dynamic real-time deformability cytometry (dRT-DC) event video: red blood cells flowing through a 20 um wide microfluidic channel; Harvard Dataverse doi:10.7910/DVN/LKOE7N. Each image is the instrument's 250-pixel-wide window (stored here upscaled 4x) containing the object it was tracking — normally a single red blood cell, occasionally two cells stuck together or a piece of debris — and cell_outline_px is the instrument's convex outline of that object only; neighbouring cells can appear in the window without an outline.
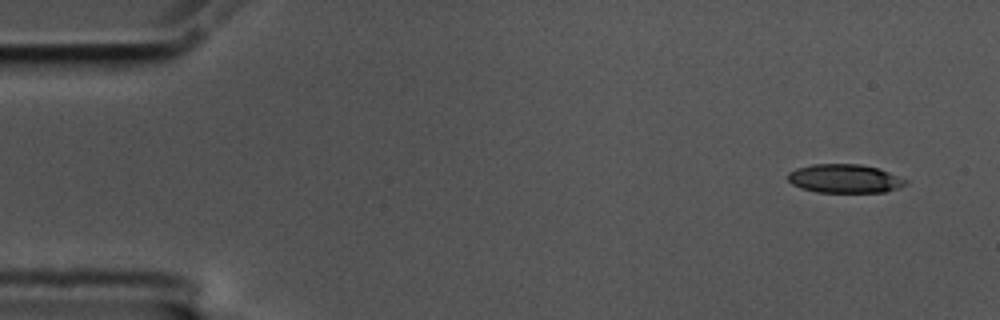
{"species": "common noctule bat (a hibernating species)", "species_latin": "Nyctalus noctula", "temperature_condition": "cold", "stored_images_in_passage": 55, "camera_frame_rate_fps": 3000, "um_per_image_px": 0.085, "animal": {"sex": "male", "body_mass_g": 17.5, "forearm_length_mm": 52.3}, "frame": {"image": 1, "passage_image": 1, "time_ms": 0.0, "image_size_px": [1000, 320], "cell_outline_px": [[908, 184], [900, 188], [884, 192], [816, 192], [800, 188], [792, 184], [788, 180], [788, 172], [796, 168], [812, 164], [860, 164], [876, 168], [888, 172], [908, 180]], "centroid_in_image_um": [71.79, 15.19], "position_along_channel_um": 13.2, "area_um2": 19.77}}
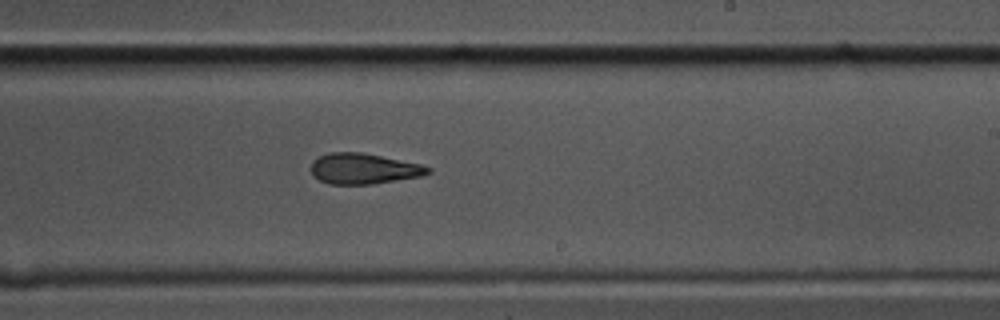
{"frame": {"image": 2, "passage_image": 32, "time_ms": 10.333, "image_size_px": [1000, 320], "cell_outline_px": [[432, 172], [420, 176], [372, 184], [328, 184], [320, 180], [312, 172], [312, 160], [328, 152], [360, 152], [420, 164], [432, 168]], "centroid_in_image_um": [30.91, 14.33], "position_along_channel_um": 258.1, "area_um2": 20.63}}
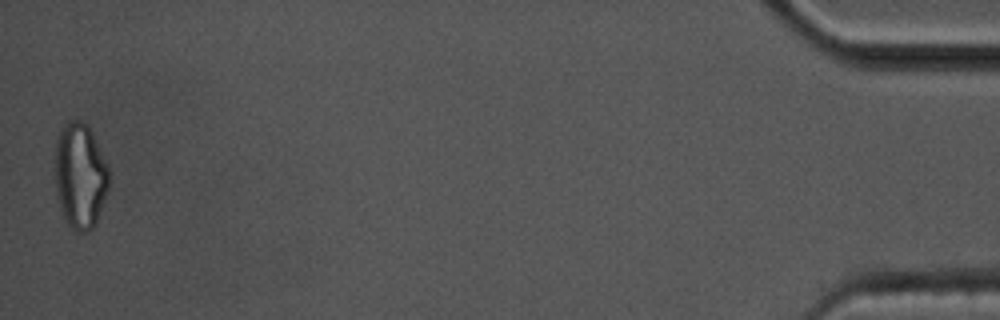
{"frame": {"image": 3, "passage_image": 55, "time_ms": 18.0, "image_size_px": [1000, 320], "cell_outline_px": [[108, 188], [96, 224], [88, 232], [72, 232], [64, 220], [56, 196], [52, 172], [56, 136], [60, 128], [68, 120], [80, 120], [88, 124], [92, 132], [108, 168]], "centroid_in_image_um": [6.73, 14.95], "position_along_channel_um": 428.5, "area_um2": 34.33}, "authors_computed_cell_mechanics": {"area_um2": 21.5594, "velocity_mm_per_s": 3.4462, "shape_relaxation_time_tau1_ms": 7.905, "shape_relaxation_time_tau2_ms": 3.646, "deformation_change_tau1": 0.2324, "deformation_change_tau2": 0.1285}}